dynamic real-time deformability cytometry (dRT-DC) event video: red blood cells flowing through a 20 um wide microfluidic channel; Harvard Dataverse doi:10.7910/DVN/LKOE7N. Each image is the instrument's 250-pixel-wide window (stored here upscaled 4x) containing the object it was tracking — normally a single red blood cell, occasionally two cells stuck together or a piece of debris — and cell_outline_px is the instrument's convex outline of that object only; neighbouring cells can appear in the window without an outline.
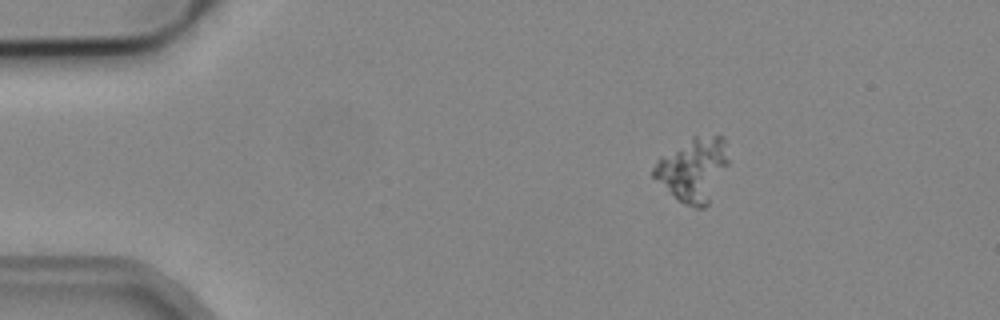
{"species": "common noctule bat (a hibernating species)", "species_latin": "Nyctalus noctula", "temperature_condition": "cold", "stored_images_in_passage": 3, "camera_frame_rate_fps": 3000, "um_per_image_px": 0.085, "animal": {"sex": "male", "body_mass_g": 19.2, "forearm_length_mm": 51.8}, "frame": {"image": 1, "passage_image": 1, "time_ms": 0.0, "image_size_px": [1000, 320], "cell_outline_px": [[728, 164], [708, 204], [704, 208], [696, 208], [684, 204], [676, 200], [652, 176], [652, 168], [656, 160], [660, 156], [692, 136], [724, 136], [728, 160]], "centroid_in_image_um": [58.88, 14.41], "position_along_channel_um": 26.1, "area_um2": 27.92}}